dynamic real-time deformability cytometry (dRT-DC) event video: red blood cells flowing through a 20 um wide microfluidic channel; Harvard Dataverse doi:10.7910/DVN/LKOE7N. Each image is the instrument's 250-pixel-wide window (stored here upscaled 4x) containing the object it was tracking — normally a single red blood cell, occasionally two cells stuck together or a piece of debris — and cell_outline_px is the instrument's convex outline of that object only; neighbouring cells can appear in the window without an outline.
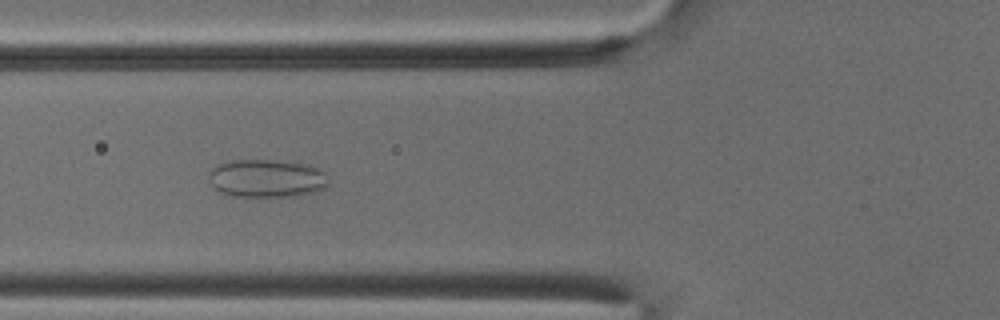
{"species": "common noctule bat (a hibernating species)", "species_latin": "Nyctalus noctula", "temperature_condition": "cold", "stored_images_in_passage": 51, "camera_frame_rate_fps": 3000, "um_per_image_px": 0.085, "animal": {"sex": "male", "body_mass_g": 18.8}, "frame": {"image": 1, "passage_image": 19, "time_ms": 6.0, "image_size_px": [1000, 320], "cell_outline_px": [[328, 184], [324, 188], [300, 196], [232, 196], [220, 192], [212, 184], [208, 176], [208, 172], [212, 168], [220, 164], [232, 160], [272, 160], [308, 164], [320, 168], [324, 172]], "centroid_in_image_um": [22.67, 15.16], "position_along_channel_um": 103.1, "area_um2": 26.47}}
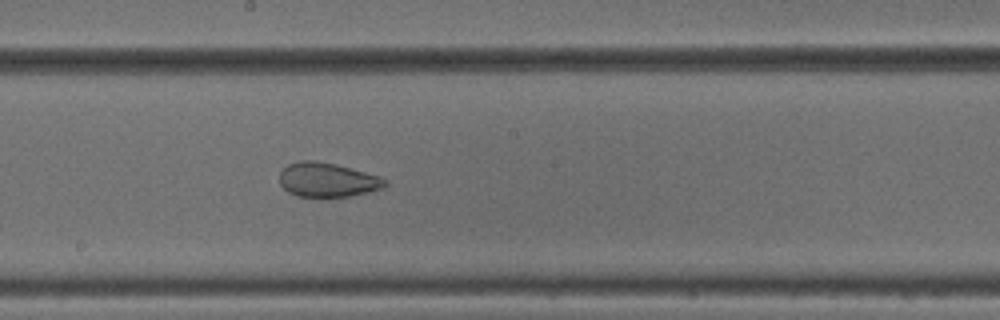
{"frame": {"image": 2, "passage_image": 28, "time_ms": 9.0, "image_size_px": [1000, 320], "cell_outline_px": [[388, 184], [380, 188], [368, 192], [348, 196], [296, 196], [288, 192], [280, 184], [280, 172], [288, 164], [300, 160], [316, 160], [336, 164], [380, 176], [388, 180]], "centroid_in_image_um": [27.82, 15.27], "position_along_channel_um": 220.4, "area_um2": 20.98}}
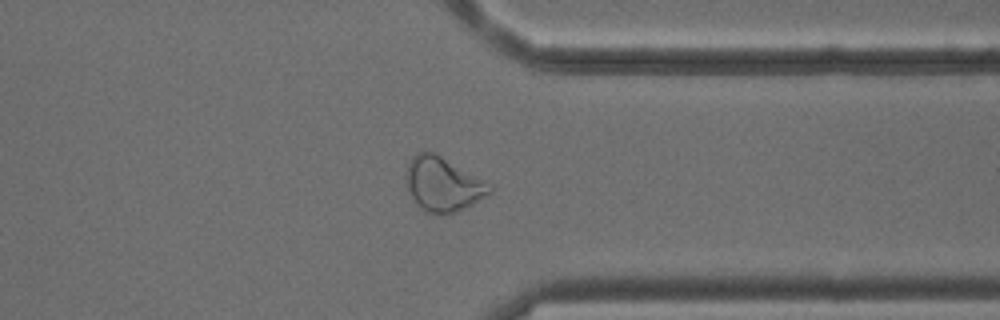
{"frame": {"image": 3, "passage_image": 40, "time_ms": 13.0, "image_size_px": [1000, 320], "cell_outline_px": [[496, 188], [492, 192], [472, 204], [456, 212], [424, 212], [416, 204], [408, 188], [408, 164], [420, 152], [436, 152], [492, 184]], "centroid_in_image_um": [37.73, 15.65], "position_along_channel_um": 373.7, "area_um2": 25.89}, "authors_computed_cell_mechanics": {"area_um2": 28.5532, "velocity_mm_per_s": 3.8905, "shape_relaxation_time_tau1_ms": null, "shape_relaxation_time_tau2_ms": 1.2537, "deformation_change_tau1": null, "deformation_change_tau2": 0.0744}}